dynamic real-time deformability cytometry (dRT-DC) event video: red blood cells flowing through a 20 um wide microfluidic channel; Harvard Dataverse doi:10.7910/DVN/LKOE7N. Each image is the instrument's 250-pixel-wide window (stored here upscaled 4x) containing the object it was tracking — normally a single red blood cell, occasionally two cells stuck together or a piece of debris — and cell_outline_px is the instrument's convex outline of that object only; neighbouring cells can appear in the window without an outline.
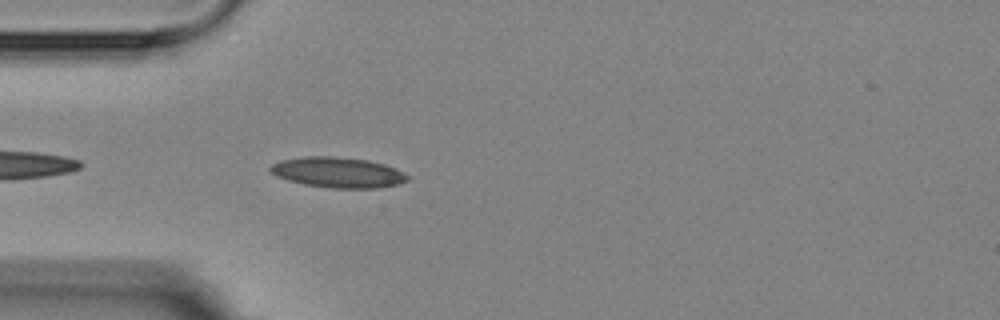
{"species": "Egyptian fruit bat (a non-hibernating species)", "species_latin": "Rousettus aegyptiacus", "temperature_condition": "room temperature", "stored_images_in_passage": 1, "camera_frame_rate_fps": 3000, "um_per_image_px": 0.085, "animal": {"sex": "female"}, "frame": {"image": 1, "passage_image": 1, "time_ms": 0.0, "image_size_px": [1000, 320], "cell_outline_px": [[408, 180], [396, 184], [380, 188], [332, 188], [304, 184], [288, 180], [276, 176], [268, 168], [272, 164], [280, 160], [304, 156], [332, 156], [368, 160], [384, 164], [408, 176]], "centroid_in_image_um": [28.66, 14.65], "position_along_channel_um": 56.3, "area_um2": 24.1}}